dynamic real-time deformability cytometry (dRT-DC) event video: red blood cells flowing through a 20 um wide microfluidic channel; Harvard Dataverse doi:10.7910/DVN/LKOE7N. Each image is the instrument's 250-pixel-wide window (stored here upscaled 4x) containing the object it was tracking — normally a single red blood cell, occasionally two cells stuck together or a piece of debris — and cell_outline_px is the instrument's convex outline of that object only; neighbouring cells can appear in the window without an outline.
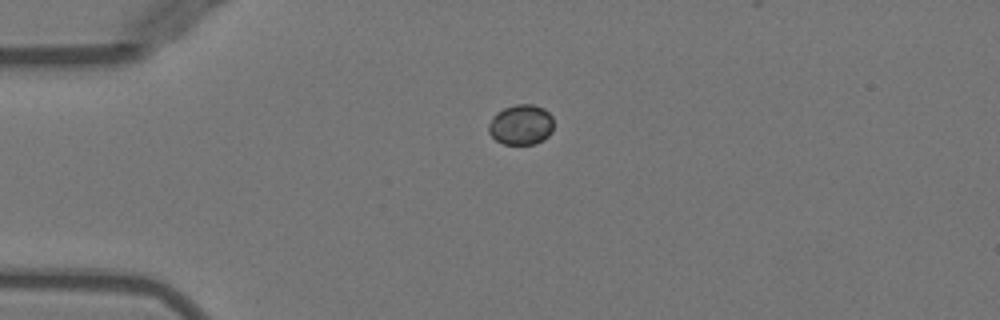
{"species": "Egyptian fruit bat (a non-hibernating species)", "species_latin": "Rousettus aegyptiacus", "temperature_condition": "warm", "stored_images_in_passage": 40, "camera_frame_rate_fps": 3000, "um_per_image_px": 0.085, "animal": {"sex": "female"}, "frame": {"image": 1, "passage_image": 1, "time_ms": 0.0, "image_size_px": [1000, 320], "cell_outline_px": [[552, 132], [544, 140], [536, 144], [504, 144], [496, 140], [488, 132], [488, 124], [492, 116], [496, 112], [504, 108], [516, 104], [532, 104], [544, 108], [552, 116]], "centroid_in_image_um": [44.28, 10.6], "position_along_channel_um": 40.7, "area_um2": 15.43}}
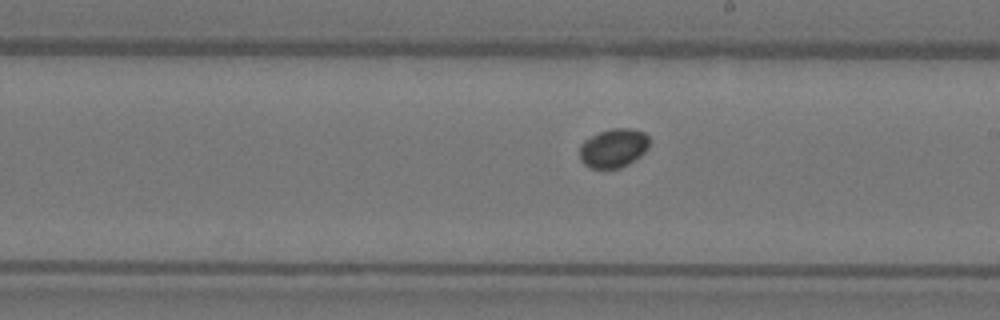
{"frame": {"image": 2, "passage_image": 18, "time_ms": 5.667, "image_size_px": [1000, 320], "cell_outline_px": [[648, 144], [644, 152], [640, 156], [628, 164], [620, 168], [592, 168], [584, 164], [580, 160], [580, 144], [584, 140], [600, 132], [612, 128], [632, 128], [644, 132], [648, 136]], "centroid_in_image_um": [52.13, 12.58], "position_along_channel_um": 236.9, "area_um2": 15.72}}
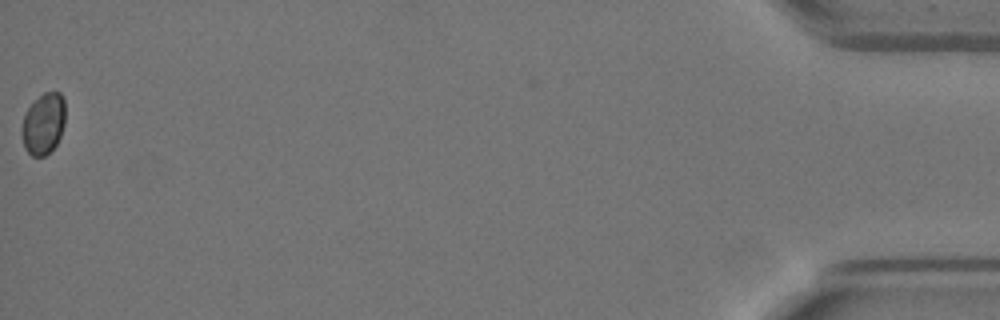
{"frame": {"image": 3, "passage_image": 40, "time_ms": 13.0, "image_size_px": [1000, 320], "cell_outline_px": [[64, 124], [60, 136], [56, 144], [44, 156], [32, 156], [24, 148], [20, 132], [20, 128], [24, 116], [28, 108], [44, 92], [60, 92], [64, 96]], "centroid_in_image_um": [3.67, 10.52], "position_along_channel_um": 431.5, "area_um2": 15.49}}